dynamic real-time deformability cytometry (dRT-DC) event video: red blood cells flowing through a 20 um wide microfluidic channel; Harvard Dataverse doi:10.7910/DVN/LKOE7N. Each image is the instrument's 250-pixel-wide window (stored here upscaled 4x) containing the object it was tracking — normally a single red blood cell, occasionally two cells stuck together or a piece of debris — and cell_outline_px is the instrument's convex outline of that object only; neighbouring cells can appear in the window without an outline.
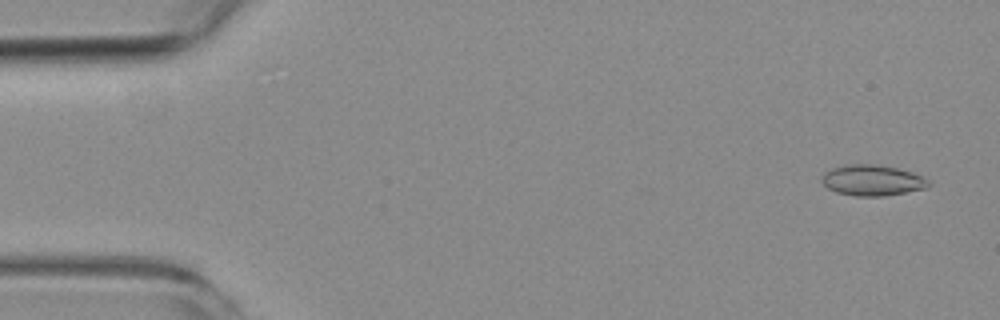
{"species": "common noctule bat (a hibernating species)", "species_latin": "Nyctalus noctula", "temperature_condition": "room temperature", "stored_images_in_passage": 6, "camera_frame_rate_fps": 3000, "um_per_image_px": 0.085, "animal": {"sex": "female", "body_mass_g": 19.3, "forearm_length_mm": 54.1}, "frame": {"image": 1, "passage_image": 1, "time_ms": 0.0, "image_size_px": [1000, 320], "cell_outline_px": [[932, 184], [928, 188], [884, 196], [856, 196], [836, 192], [828, 188], [820, 180], [824, 172], [832, 168], [844, 164], [872, 164], [896, 168], [912, 172], [928, 180]], "centroid_in_image_um": [74.13, 15.33], "position_along_channel_um": 10.9, "area_um2": 19.19}}
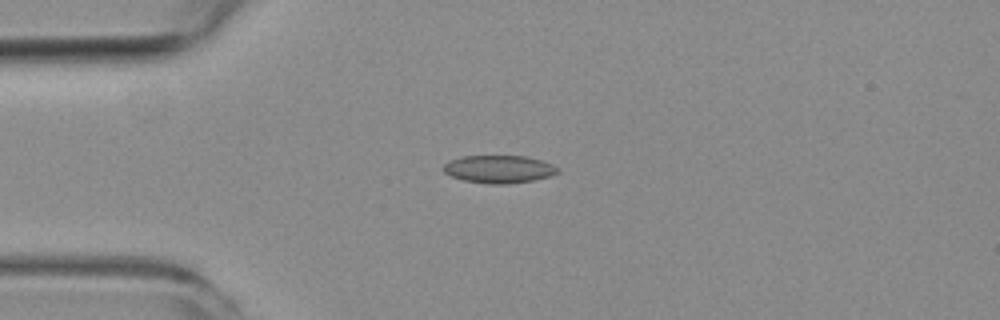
{"frame": {"image": 2, "passage_image": 4, "time_ms": 3.667, "image_size_px": [1000, 320], "cell_outline_px": [[560, 172], [552, 176], [532, 180], [508, 184], [488, 184], [464, 180], [452, 176], [444, 172], [444, 164], [448, 160], [464, 156], [524, 156], [540, 160], [552, 164], [560, 168]], "centroid_in_image_um": [42.44, 14.38], "position_along_channel_um": 42.6, "area_um2": 18.5}}
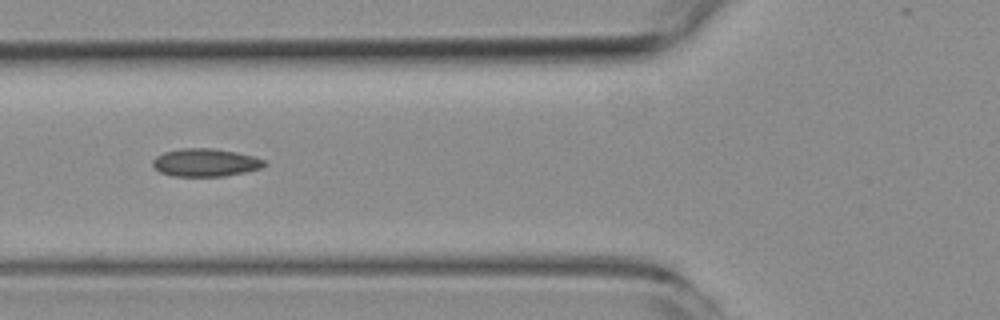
{"frame": {"image": 3, "passage_image": 6, "time_ms": 6.0, "image_size_px": [1000, 320], "cell_outline_px": [[268, 164], [260, 168], [244, 172], [224, 176], [172, 176], [160, 172], [152, 164], [152, 160], [156, 156], [164, 152], [180, 148], [212, 148], [236, 152], [252, 156], [264, 160]], "centroid_in_image_um": [17.44, 13.81], "position_along_channel_um": 108.4, "area_um2": 18.09}}